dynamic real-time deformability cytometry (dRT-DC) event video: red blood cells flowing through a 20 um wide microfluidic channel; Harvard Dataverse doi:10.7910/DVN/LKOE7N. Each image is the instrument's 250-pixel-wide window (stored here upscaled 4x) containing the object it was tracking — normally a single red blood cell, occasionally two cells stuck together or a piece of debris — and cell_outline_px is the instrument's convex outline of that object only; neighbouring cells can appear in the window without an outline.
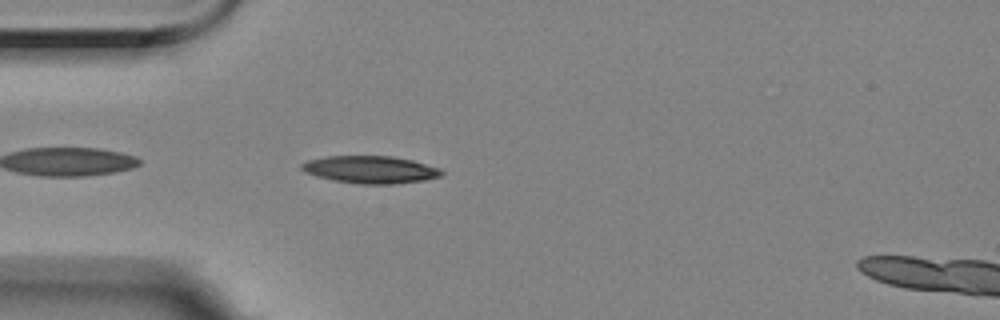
{"species": "Egyptian fruit bat (a non-hibernating species)", "species_latin": "Rousettus aegyptiacus", "temperature_condition": "room temperature", "stored_images_in_passage": 44, "camera_frame_rate_fps": 3000, "um_per_image_px": 0.085, "animal": {"sex": "female"}, "frame": {"image": 1, "passage_image": 3, "time_ms": 0.667, "image_size_px": [1000, 320], "cell_outline_px": [[444, 172], [440, 176], [424, 180], [392, 184], [356, 184], [332, 180], [316, 176], [304, 172], [300, 168], [300, 164], [308, 160], [328, 156], [392, 156], [412, 160], [440, 168]], "centroid_in_image_um": [31.46, 14.42], "position_along_channel_um": 53.5, "area_um2": 22.43}}
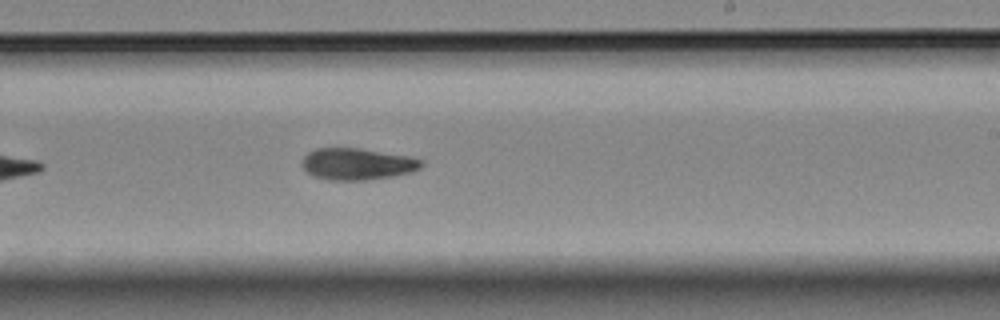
{"frame": {"image": 2, "passage_image": 21, "time_ms": 6.667, "image_size_px": [1000, 320], "cell_outline_px": [[424, 164], [420, 168], [412, 172], [392, 176], [364, 180], [332, 180], [312, 176], [300, 164], [300, 160], [308, 152], [316, 148], [356, 148], [408, 156], [424, 160]], "centroid_in_image_um": [30.34, 13.94], "position_along_channel_um": 258.7, "area_um2": 22.02}}
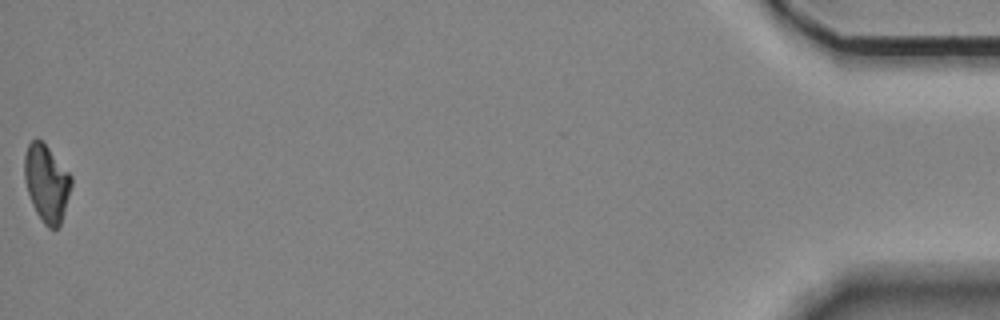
{"frame": {"image": 3, "passage_image": 44, "time_ms": 14.333, "image_size_px": [1000, 320], "cell_outline_px": [[72, 184], [60, 224], [56, 228], [48, 228], [44, 224], [36, 212], [32, 204], [28, 192], [24, 176], [24, 156], [28, 144], [36, 136], [48, 148], [72, 176]], "centroid_in_image_um": [3.94, 15.55], "position_along_channel_um": 431.3, "area_um2": 20.75}, "authors_computed_cell_mechanics": {"area_um2": 21.8773, "velocity_mm_per_s": 3.5081, "shape_relaxation_time_tau1_ms": 10.2635, "shape_relaxation_time_tau2_ms": null, "deformation_change_tau1": 0.2226, "deformation_change_tau2": null}}